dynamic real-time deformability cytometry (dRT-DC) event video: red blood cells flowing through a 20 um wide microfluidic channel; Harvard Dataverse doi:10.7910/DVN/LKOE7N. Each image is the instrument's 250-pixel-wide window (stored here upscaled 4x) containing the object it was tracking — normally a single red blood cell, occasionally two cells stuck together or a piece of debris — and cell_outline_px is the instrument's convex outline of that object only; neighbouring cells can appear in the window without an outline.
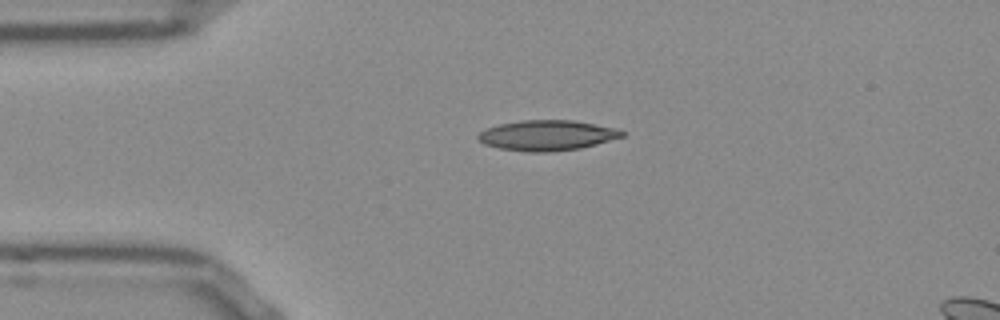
{"species": "Egyptian fruit bat (a non-hibernating species)", "species_latin": "Rousettus aegyptiacus", "temperature_condition": "room temperature", "stored_images_in_passage": 41, "camera_frame_rate_fps": 3000, "um_per_image_px": 0.085, "frame": {"image": 1, "passage_image": 1, "time_ms": 0.0, "image_size_px": [1000, 320], "cell_outline_px": [[624, 136], [596, 144], [580, 148], [552, 152], [528, 152], [500, 148], [484, 144], [476, 136], [480, 132], [488, 128], [500, 124], [524, 120], [572, 120], [612, 128], [624, 132]], "centroid_in_image_um": [46.47, 11.51], "position_along_channel_um": 38.5, "area_um2": 25.03}}
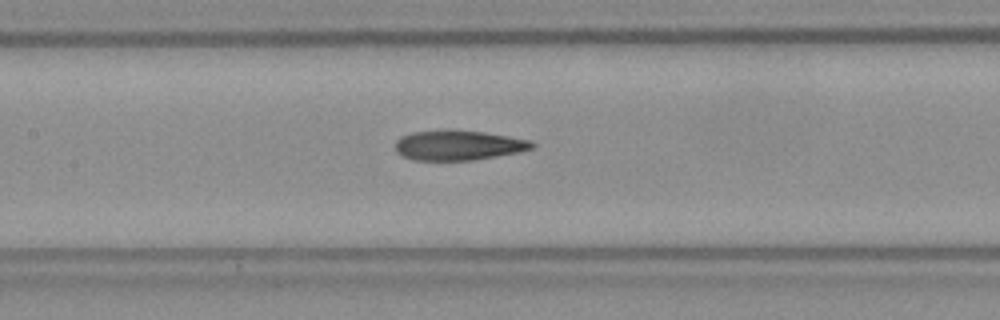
{"frame": {"image": 2, "passage_image": 13, "time_ms": 4.0, "image_size_px": [1000, 320], "cell_outline_px": [[536, 144], [532, 148], [520, 152], [472, 160], [412, 160], [400, 156], [396, 152], [396, 140], [400, 136], [412, 132], [440, 128], [456, 128], [484, 132], [532, 140]], "centroid_in_image_um": [38.92, 12.31], "position_along_channel_um": 168.5, "area_um2": 24.57}}
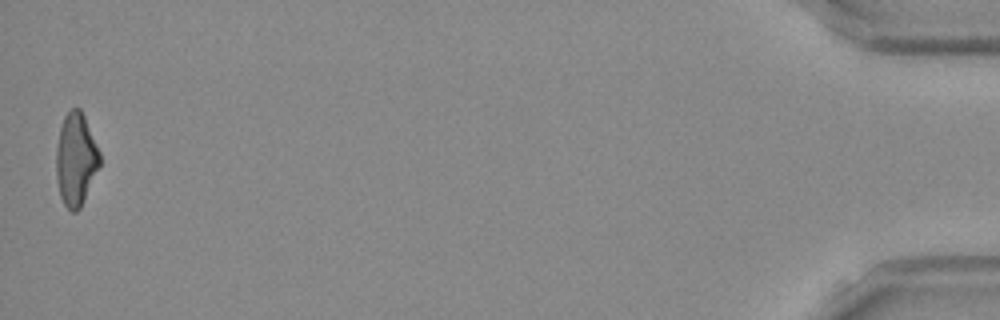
{"frame": {"image": 3, "passage_image": 41, "time_ms": 13.333, "image_size_px": [1000, 320], "cell_outline_px": [[100, 164], [84, 200], [80, 208], [76, 212], [72, 212], [64, 204], [60, 196], [56, 176], [56, 148], [60, 128], [64, 116], [72, 108], [80, 108], [84, 116], [100, 152]], "centroid_in_image_um": [6.44, 13.55], "position_along_channel_um": 428.8, "area_um2": 23.35}, "authors_computed_cell_mechanics": {"area_um2": 24.1604, "velocity_mm_per_s": 3.8545, "shape_relaxation_time_tau1_ms": null, "shape_relaxation_time_tau2_ms": 3.7337, "deformation_change_tau1": null, "deformation_change_tau2": 0.1518}}